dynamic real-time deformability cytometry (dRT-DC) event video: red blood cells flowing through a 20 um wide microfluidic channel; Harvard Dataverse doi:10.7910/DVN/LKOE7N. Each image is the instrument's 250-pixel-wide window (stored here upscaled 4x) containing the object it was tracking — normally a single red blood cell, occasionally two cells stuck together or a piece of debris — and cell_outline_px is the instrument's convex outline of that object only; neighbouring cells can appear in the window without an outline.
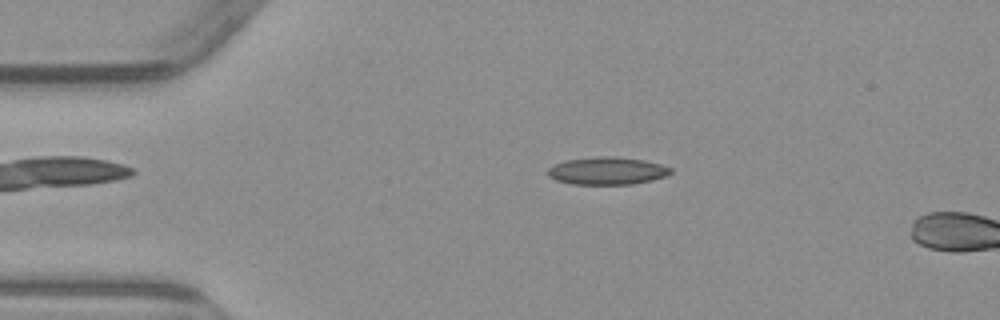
{"species": "common noctule bat (a hibernating species)", "species_latin": "Nyctalus noctula", "temperature_condition": "warm", "stored_images_in_passage": 3, "camera_frame_rate_fps": 3000, "um_per_image_px": 0.085, "animal": {"sex": "male", "body_mass_g": 23.1, "forearm_length_mm": 52.7}, "frame": {"image": 1, "passage_image": 2, "time_ms": 1.0, "image_size_px": [1000, 320], "cell_outline_px": [[672, 172], [664, 176], [652, 180], [632, 184], [572, 184], [556, 180], [548, 176], [548, 168], [552, 164], [564, 160], [596, 156], [612, 156], [644, 160], [660, 164], [672, 168]], "centroid_in_image_um": [51.57, 14.51], "position_along_channel_um": 33.4, "area_um2": 19.83}}